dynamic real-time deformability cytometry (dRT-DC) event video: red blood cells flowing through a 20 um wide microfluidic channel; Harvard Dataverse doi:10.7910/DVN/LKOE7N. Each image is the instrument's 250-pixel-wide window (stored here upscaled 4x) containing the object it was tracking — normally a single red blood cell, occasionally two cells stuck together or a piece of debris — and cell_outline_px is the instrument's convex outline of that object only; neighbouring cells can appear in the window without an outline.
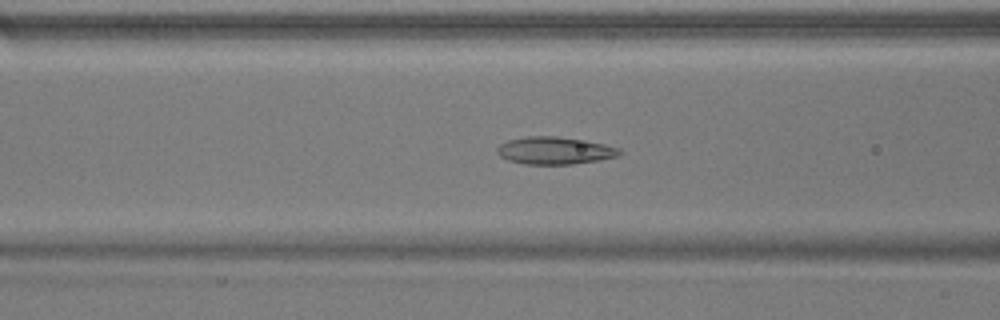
{"species": "common noctule bat (a hibernating species)", "species_latin": "Nyctalus noctula", "temperature_condition": "warm", "stored_images_in_passage": 52, "camera_frame_rate_fps": 3000, "um_per_image_px": 0.085, "animal": {"sex": "male", "body_mass_g": 17.9}, "frame": {"image": 1, "passage_image": 20, "time_ms": 6.333, "image_size_px": [1000, 320], "cell_outline_px": [[624, 152], [616, 156], [600, 160], [572, 164], [524, 164], [508, 160], [500, 156], [496, 152], [496, 148], [500, 144], [508, 140], [528, 136], [556, 136], [604, 144], [620, 148]], "centroid_in_image_um": [47.13, 12.8], "position_along_channel_um": 119.5, "area_um2": 19.48}}
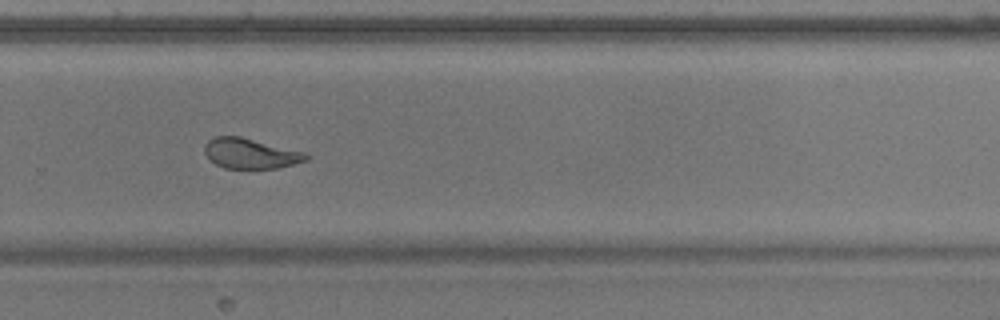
{"frame": {"image": 2, "passage_image": 35, "time_ms": 11.333, "image_size_px": [1000, 320], "cell_outline_px": [[308, 160], [276, 168], [224, 168], [216, 164], [204, 152], [204, 144], [208, 140], [216, 136], [240, 136], [304, 152], [308, 156]], "centroid_in_image_um": [21.26, 13.04], "position_along_channel_um": 308.5, "area_um2": 17.63}}
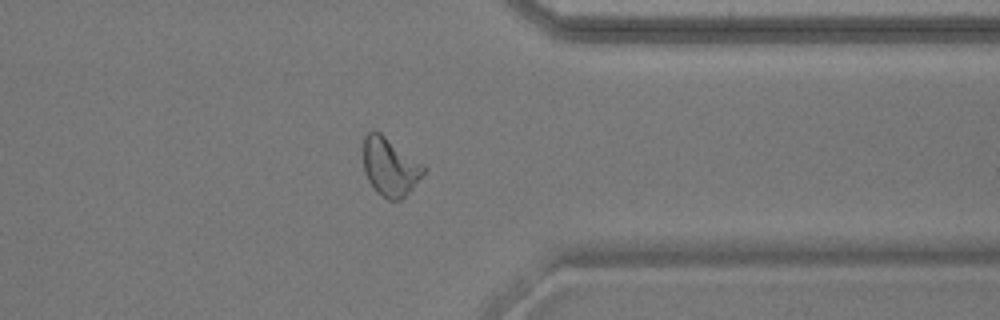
{"frame": {"image": 3, "passage_image": 41, "time_ms": 13.333, "image_size_px": [1000, 320], "cell_outline_px": [[424, 172], [412, 188], [400, 200], [388, 200], [376, 192], [368, 180], [364, 172], [364, 136], [368, 132], [380, 132], [424, 164]], "centroid_in_image_um": [33.14, 14.18], "position_along_channel_um": 378.3, "area_um2": 20.23}, "authors_computed_cell_mechanics": {"area_um2": 20.5768, "velocity_mm_per_s": 3.7886, "shape_relaxation_time_tau1_ms": 9.588, "shape_relaxation_time_tau2_ms": 1.5, "deformation_change_tau1": 0.2123, "deformation_change_tau2": 0.076}}